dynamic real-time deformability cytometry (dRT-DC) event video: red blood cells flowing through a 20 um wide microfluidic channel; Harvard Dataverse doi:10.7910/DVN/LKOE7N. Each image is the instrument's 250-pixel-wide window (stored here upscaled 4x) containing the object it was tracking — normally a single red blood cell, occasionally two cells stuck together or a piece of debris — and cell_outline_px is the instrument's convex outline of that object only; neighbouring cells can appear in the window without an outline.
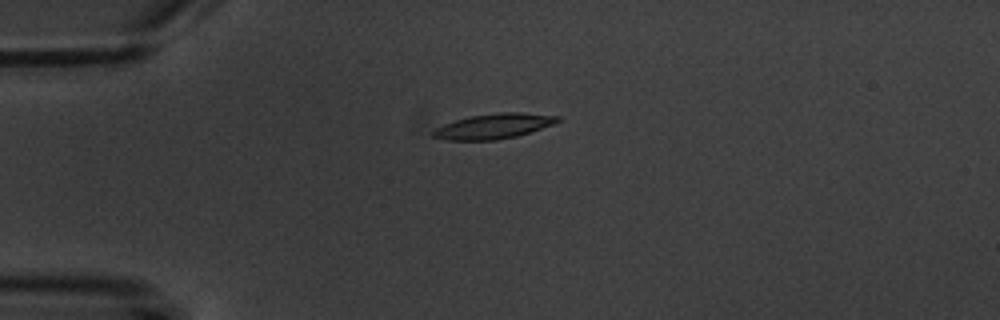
{"species": "common noctule bat (a hibernating species)", "species_latin": "Nyctalus noctula", "temperature_condition": "warm", "stored_images_in_passage": 11, "camera_frame_rate_fps": 3000, "um_per_image_px": 0.085, "animal": {"sex": "male", "body_mass_g": 20.1, "forearm_length_mm": 53.5}, "frame": {"image": 1, "passage_image": 4, "time_ms": 4.333, "image_size_px": [1000, 320], "cell_outline_px": [[560, 120], [552, 124], [516, 136], [496, 140], [448, 140], [432, 136], [432, 132], [436, 128], [444, 124], [468, 116], [500, 112], [520, 112], [560, 116]], "centroid_in_image_um": [41.94, 10.72], "position_along_channel_um": 43.1, "area_um2": 17.98}}
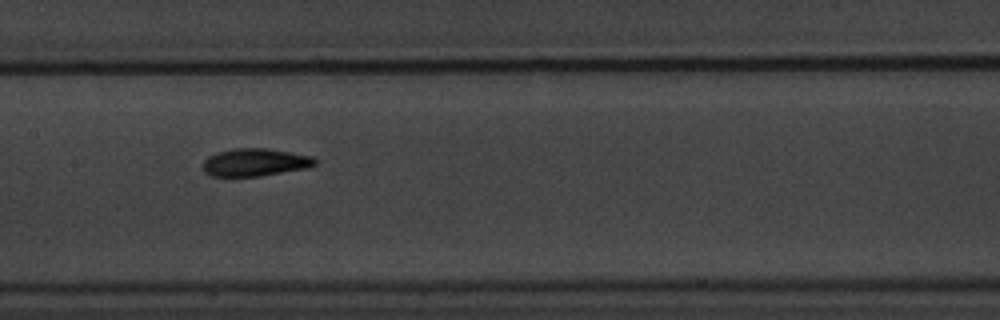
{"frame": {"image": 2, "passage_image": 8, "time_ms": 9.0, "image_size_px": [1000, 320], "cell_outline_px": [[316, 164], [308, 168], [260, 176], [212, 176], [204, 172], [204, 160], [208, 156], [232, 148], [268, 148], [292, 152], [312, 156], [316, 160]], "centroid_in_image_um": [21.71, 13.79], "position_along_channel_um": 185.7, "area_um2": 18.09}}